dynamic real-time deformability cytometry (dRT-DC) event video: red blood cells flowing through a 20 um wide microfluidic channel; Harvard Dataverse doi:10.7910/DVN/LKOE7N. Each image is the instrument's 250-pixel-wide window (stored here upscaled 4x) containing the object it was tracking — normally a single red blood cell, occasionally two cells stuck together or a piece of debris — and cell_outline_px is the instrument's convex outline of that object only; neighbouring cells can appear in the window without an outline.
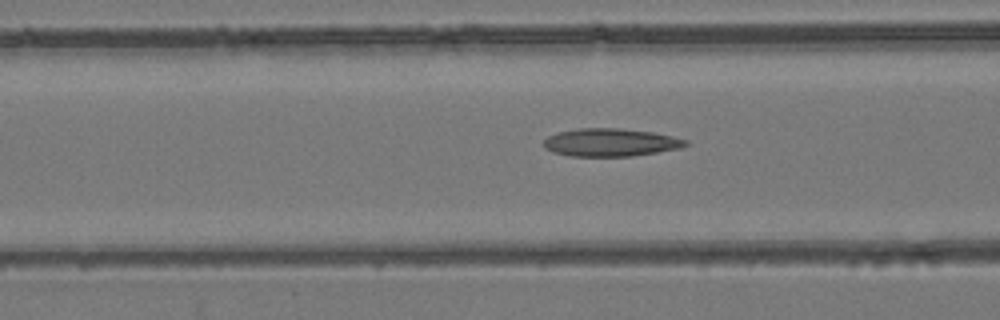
{"species": "common noctule bat (a hibernating species)", "species_latin": "Nyctalus noctula", "temperature_condition": "room temperature", "stored_images_in_passage": 53, "camera_frame_rate_fps": 3000, "um_per_image_px": 0.085, "animal": {"sex": "female", "body_mass_g": 24.6, "forearm_length_mm": 56.2}, "frame": {"image": 1, "passage_image": 21, "time_ms": 6.667, "image_size_px": [1000, 320], "cell_outline_px": [[688, 144], [680, 148], [632, 156], [572, 156], [552, 152], [544, 148], [544, 140], [548, 136], [556, 132], [576, 128], [620, 128], [652, 132], [672, 136], [688, 140]], "centroid_in_image_um": [51.86, 12.1], "position_along_channel_um": 114.7, "area_um2": 23.12}}
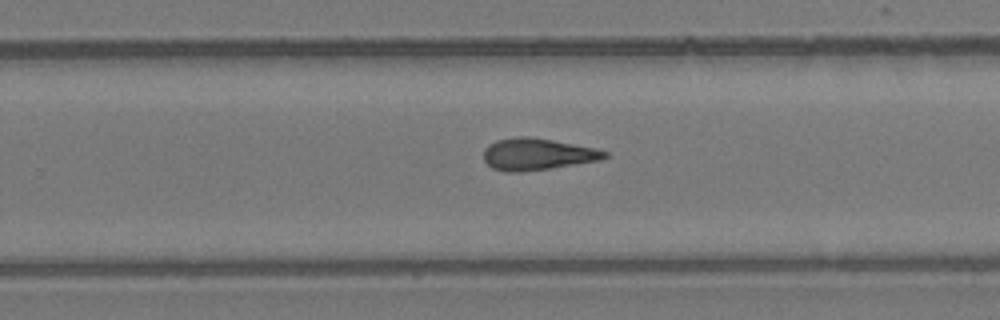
{"frame": {"image": 2, "passage_image": 34, "time_ms": 11.0, "image_size_px": [1000, 320], "cell_outline_px": [[608, 156], [600, 160], [548, 168], [520, 172], [508, 172], [492, 168], [484, 160], [484, 148], [488, 144], [496, 140], [520, 136], [528, 136], [552, 140], [592, 148], [608, 152]], "centroid_in_image_um": [45.61, 13.1], "position_along_channel_um": 284.2, "area_um2": 22.08}}
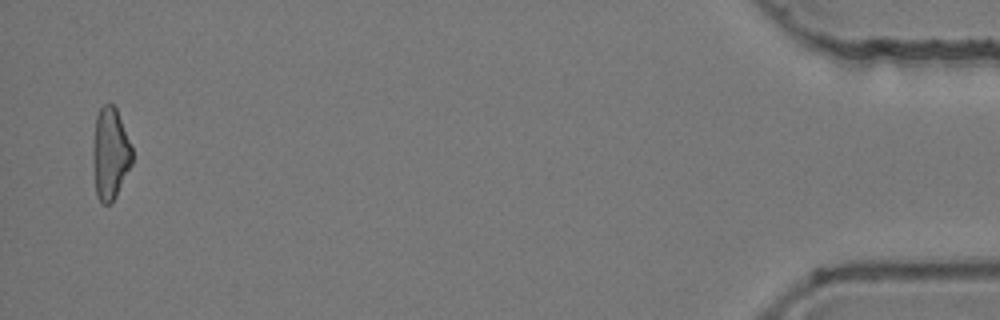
{"frame": {"image": 3, "passage_image": 52, "time_ms": 17.0, "image_size_px": [1000, 320], "cell_outline_px": [[132, 164], [116, 196], [108, 204], [104, 204], [96, 196], [92, 164], [92, 144], [96, 116], [100, 108], [104, 104], [112, 104], [116, 108], [132, 144]], "centroid_in_image_um": [9.36, 13.04], "position_along_channel_um": 425.8, "area_um2": 21.33}, "authors_computed_cell_mechanics": {"area_um2": 22.253, "velocity_mm_per_s": 3.9175, "shape_relaxation_time_tau1_ms": null, "shape_relaxation_time_tau2_ms": 6.494, "deformation_change_tau1": null, "deformation_change_tau2": 0.1843}}